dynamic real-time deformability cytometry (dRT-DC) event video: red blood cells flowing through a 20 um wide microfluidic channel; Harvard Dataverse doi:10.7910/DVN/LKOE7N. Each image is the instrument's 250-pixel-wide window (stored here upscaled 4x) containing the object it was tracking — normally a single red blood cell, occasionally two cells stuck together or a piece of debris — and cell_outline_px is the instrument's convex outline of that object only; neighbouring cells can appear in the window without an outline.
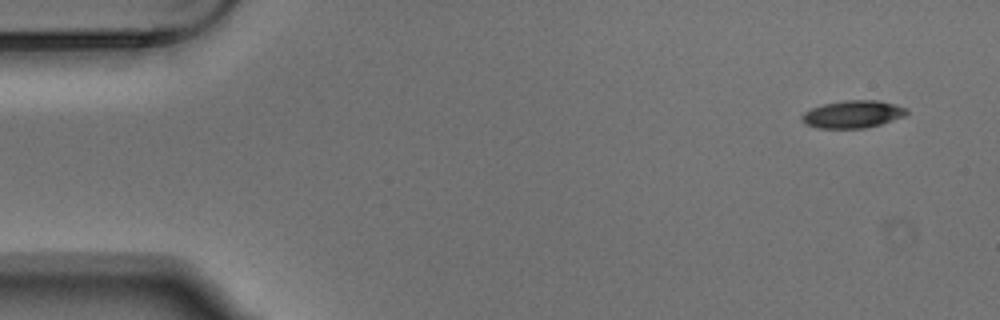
{"species": "Egyptian fruit bat (a non-hibernating species)", "species_latin": "Rousettus aegyptiacus", "temperature_condition": "warm", "stored_images_in_passage": 4, "camera_frame_rate_fps": 3000, "um_per_image_px": 0.085, "animal": {"sex": "male"}, "frame": {"image": 1, "passage_image": 1, "time_ms": 0.0, "image_size_px": [1000, 320], "cell_outline_px": [[908, 112], [904, 116], [880, 124], [864, 128], [816, 128], [804, 124], [800, 116], [804, 112], [812, 108], [824, 104], [844, 100], [876, 100], [896, 104], [904, 108]], "centroid_in_image_um": [72.44, 9.71], "position_along_channel_um": 12.6, "area_um2": 16.7}}
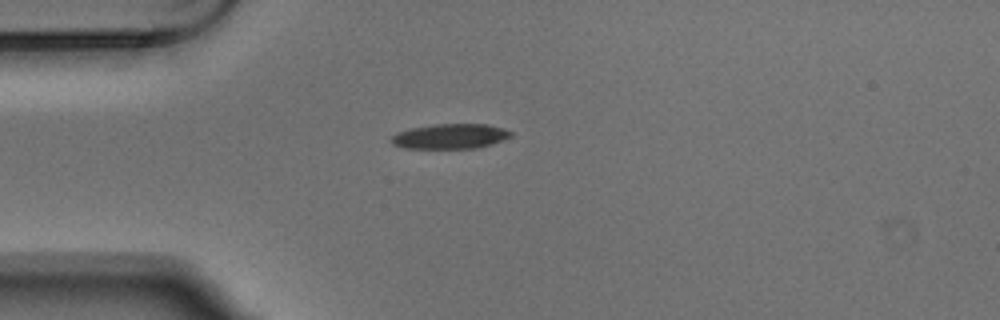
{"frame": {"image": 2, "passage_image": 4, "time_ms": 1.0, "image_size_px": [1000, 320], "cell_outline_px": [[512, 136], [504, 140], [492, 144], [476, 148], [404, 148], [392, 144], [388, 140], [396, 132], [412, 128], [432, 124], [488, 124], [504, 128], [512, 132]], "centroid_in_image_um": [38.26, 11.58], "position_along_channel_um": 46.7, "area_um2": 17.57}}